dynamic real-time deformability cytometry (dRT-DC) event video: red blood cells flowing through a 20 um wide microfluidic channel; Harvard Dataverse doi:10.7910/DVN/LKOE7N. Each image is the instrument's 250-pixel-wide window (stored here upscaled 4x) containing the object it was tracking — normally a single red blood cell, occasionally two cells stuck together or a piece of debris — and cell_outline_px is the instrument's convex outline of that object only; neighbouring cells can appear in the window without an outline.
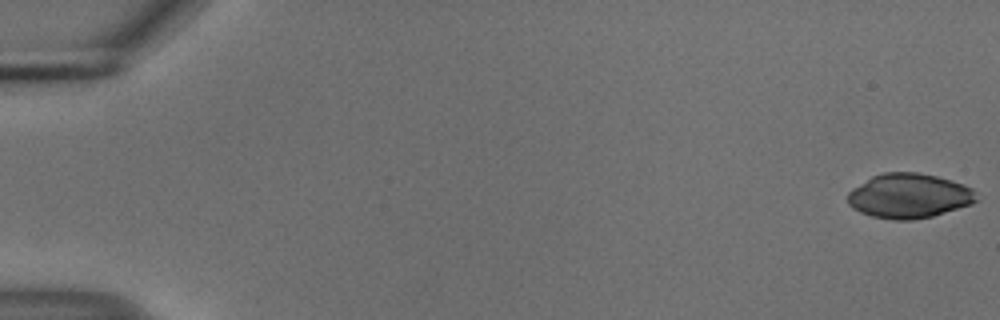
{"species": "common noctule bat (a hibernating species)", "species_latin": "Nyctalus noctula", "temperature_condition": "cold", "stored_images_in_passage": 55, "camera_frame_rate_fps": 3000, "um_per_image_px": 0.085, "animal": {"sex": "male", "body_mass_g": 18.8}, "frame": {"image": 1, "passage_image": 1, "time_ms": 0.0, "image_size_px": [1000, 320], "cell_outline_px": [[976, 200], [972, 204], [932, 216], [912, 220], [892, 220], [872, 216], [860, 212], [852, 208], [848, 204], [848, 192], [852, 188], [872, 176], [884, 172], [916, 172], [936, 176], [952, 180], [972, 188]], "centroid_in_image_um": [77.23, 16.65], "position_along_channel_um": 7.8, "area_um2": 33.41}}